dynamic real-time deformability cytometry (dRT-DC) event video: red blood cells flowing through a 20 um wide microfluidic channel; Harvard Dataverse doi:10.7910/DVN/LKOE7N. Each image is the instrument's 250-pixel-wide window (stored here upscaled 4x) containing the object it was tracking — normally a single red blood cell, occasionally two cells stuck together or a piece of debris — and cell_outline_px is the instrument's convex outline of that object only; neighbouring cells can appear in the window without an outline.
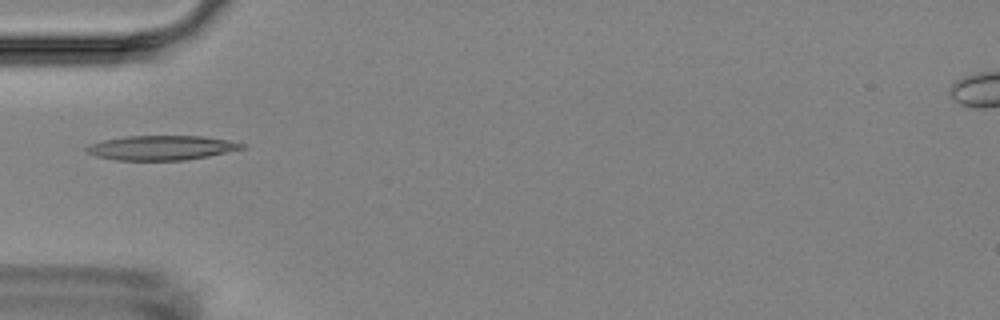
{"species": "Egyptian fruit bat (a non-hibernating species)", "species_latin": "Rousettus aegyptiacus", "temperature_condition": "room temperature", "stored_images_in_passage": 5, "camera_frame_rate_fps": 3000, "um_per_image_px": 0.085, "animal": {"sex": "female"}, "frame": {"image": 1, "passage_image": 5, "time_ms": 4.667, "image_size_px": [1000, 320], "cell_outline_px": [[244, 148], [208, 156], [184, 160], [116, 160], [96, 156], [88, 152], [84, 148], [92, 144], [104, 140], [124, 136], [204, 136], [228, 140], [244, 144]], "centroid_in_image_um": [13.72, 12.56], "position_along_channel_um": 71.3, "area_um2": 21.96}}